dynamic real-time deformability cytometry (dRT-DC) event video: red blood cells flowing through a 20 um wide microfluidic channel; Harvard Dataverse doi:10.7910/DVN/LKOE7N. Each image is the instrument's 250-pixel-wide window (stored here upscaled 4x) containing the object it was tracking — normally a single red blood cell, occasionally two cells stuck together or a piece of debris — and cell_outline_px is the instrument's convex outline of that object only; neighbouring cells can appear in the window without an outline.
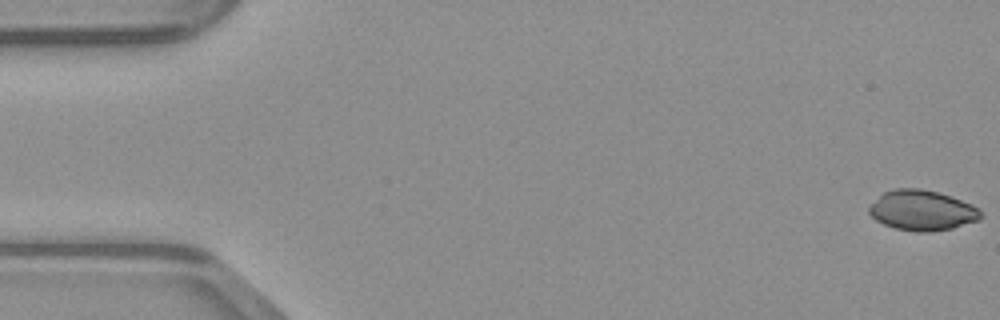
{"species": "common noctule bat (a hibernating species)", "species_latin": "Nyctalus noctula", "temperature_condition": "warm", "stored_images_in_passage": 49, "camera_frame_rate_fps": 3000, "um_per_image_px": 0.085, "animal": {"sex": "male", "body_mass_g": 23.1, "forearm_length_mm": 52.7}, "frame": {"image": 1, "passage_image": 1, "time_ms": 0.0, "image_size_px": [1000, 320], "cell_outline_px": [[984, 216], [980, 220], [952, 228], [932, 232], [916, 232], [896, 228], [884, 224], [876, 220], [868, 212], [868, 208], [884, 192], [892, 188], [920, 188], [936, 192], [972, 204], [980, 208]], "centroid_in_image_um": [78.41, 17.89], "position_along_channel_um": 6.6, "area_um2": 26.18}}
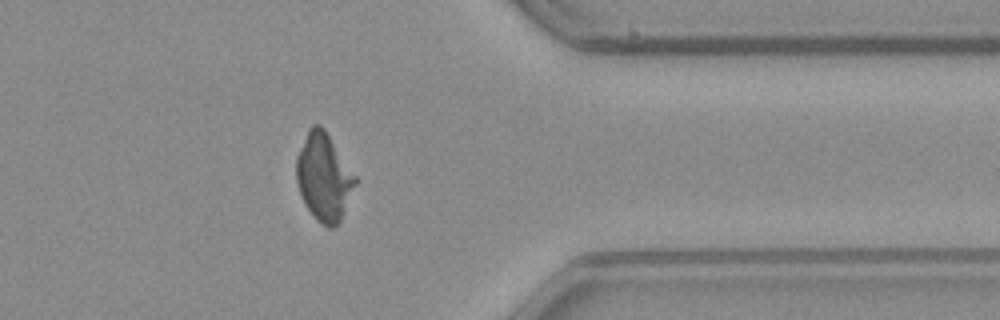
{"frame": {"image": 2, "passage_image": 39, "time_ms": 12.667, "image_size_px": [1000, 320], "cell_outline_px": [[356, 184], [344, 212], [340, 220], [332, 228], [328, 228], [320, 224], [316, 220], [308, 208], [300, 192], [296, 180], [296, 156], [308, 128], [312, 124], [320, 124], [324, 128], [356, 176]], "centroid_in_image_um": [27.52, 15.03], "position_along_channel_um": 383.9, "area_um2": 29.82}}
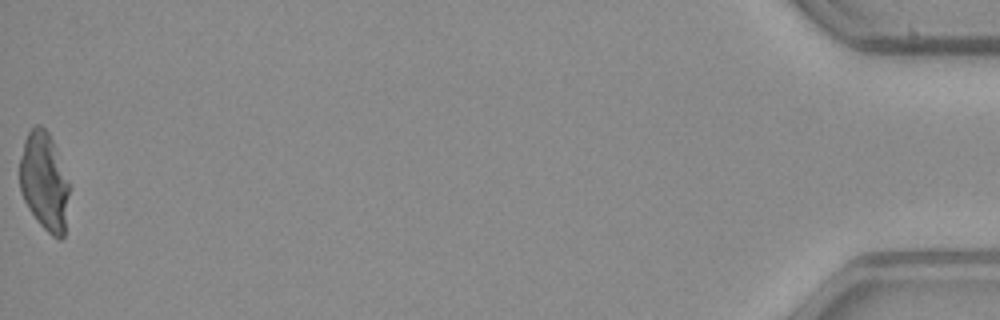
{"frame": {"image": 3, "passage_image": 49, "time_ms": 16.0, "image_size_px": [1000, 320], "cell_outline_px": [[68, 192], [64, 236], [60, 240], [52, 236], [36, 220], [28, 208], [20, 192], [20, 160], [24, 140], [28, 132], [36, 124], [40, 124], [48, 132], [52, 140], [68, 180]], "centroid_in_image_um": [3.74, 15.43], "position_along_channel_um": 431.5, "area_um2": 28.03}}